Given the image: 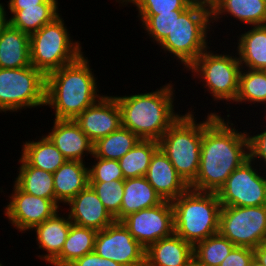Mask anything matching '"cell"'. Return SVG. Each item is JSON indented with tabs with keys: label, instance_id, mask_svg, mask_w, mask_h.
Segmentation results:
<instances>
[{
	"label": "cell",
	"instance_id": "cell-1",
	"mask_svg": "<svg viewBox=\"0 0 266 266\" xmlns=\"http://www.w3.org/2000/svg\"><path fill=\"white\" fill-rule=\"evenodd\" d=\"M229 117L224 119L215 110L205 116L199 169L189 188L218 192L229 175L249 158L248 131H238Z\"/></svg>",
	"mask_w": 266,
	"mask_h": 266
},
{
	"label": "cell",
	"instance_id": "cell-2",
	"mask_svg": "<svg viewBox=\"0 0 266 266\" xmlns=\"http://www.w3.org/2000/svg\"><path fill=\"white\" fill-rule=\"evenodd\" d=\"M90 65L88 57L82 54L46 76L45 106L54 111V119L74 120L103 96Z\"/></svg>",
	"mask_w": 266,
	"mask_h": 266
},
{
	"label": "cell",
	"instance_id": "cell-3",
	"mask_svg": "<svg viewBox=\"0 0 266 266\" xmlns=\"http://www.w3.org/2000/svg\"><path fill=\"white\" fill-rule=\"evenodd\" d=\"M169 82L155 91L114 96L121 111V126L140 139L159 141L183 114L175 111L176 92Z\"/></svg>",
	"mask_w": 266,
	"mask_h": 266
},
{
	"label": "cell",
	"instance_id": "cell-4",
	"mask_svg": "<svg viewBox=\"0 0 266 266\" xmlns=\"http://www.w3.org/2000/svg\"><path fill=\"white\" fill-rule=\"evenodd\" d=\"M174 233L193 246L219 232L221 203L217 192L188 188L171 201Z\"/></svg>",
	"mask_w": 266,
	"mask_h": 266
},
{
	"label": "cell",
	"instance_id": "cell-5",
	"mask_svg": "<svg viewBox=\"0 0 266 266\" xmlns=\"http://www.w3.org/2000/svg\"><path fill=\"white\" fill-rule=\"evenodd\" d=\"M210 31L214 32L211 9L191 4L180 16L174 18L171 33L159 47L181 63L185 71L209 47L208 45H211V40L208 43Z\"/></svg>",
	"mask_w": 266,
	"mask_h": 266
},
{
	"label": "cell",
	"instance_id": "cell-6",
	"mask_svg": "<svg viewBox=\"0 0 266 266\" xmlns=\"http://www.w3.org/2000/svg\"><path fill=\"white\" fill-rule=\"evenodd\" d=\"M193 111L186 110L158 141L159 148L188 186L197 177L203 137V121L196 122Z\"/></svg>",
	"mask_w": 266,
	"mask_h": 266
},
{
	"label": "cell",
	"instance_id": "cell-7",
	"mask_svg": "<svg viewBox=\"0 0 266 266\" xmlns=\"http://www.w3.org/2000/svg\"><path fill=\"white\" fill-rule=\"evenodd\" d=\"M63 19L60 14L30 35L31 65L45 76L84 54L82 43L73 41Z\"/></svg>",
	"mask_w": 266,
	"mask_h": 266
},
{
	"label": "cell",
	"instance_id": "cell-8",
	"mask_svg": "<svg viewBox=\"0 0 266 266\" xmlns=\"http://www.w3.org/2000/svg\"><path fill=\"white\" fill-rule=\"evenodd\" d=\"M214 52L209 46L186 71L192 73L193 79L198 78L197 80L203 82L202 86L206 88L204 92L207 91L214 102L226 101L230 107V103L235 102L238 94L242 67L237 53Z\"/></svg>",
	"mask_w": 266,
	"mask_h": 266
},
{
	"label": "cell",
	"instance_id": "cell-9",
	"mask_svg": "<svg viewBox=\"0 0 266 266\" xmlns=\"http://www.w3.org/2000/svg\"><path fill=\"white\" fill-rule=\"evenodd\" d=\"M46 76L35 67L0 68V113L45 106Z\"/></svg>",
	"mask_w": 266,
	"mask_h": 266
},
{
	"label": "cell",
	"instance_id": "cell-10",
	"mask_svg": "<svg viewBox=\"0 0 266 266\" xmlns=\"http://www.w3.org/2000/svg\"><path fill=\"white\" fill-rule=\"evenodd\" d=\"M219 233L239 247L255 249L266 243V205L221 206Z\"/></svg>",
	"mask_w": 266,
	"mask_h": 266
},
{
	"label": "cell",
	"instance_id": "cell-11",
	"mask_svg": "<svg viewBox=\"0 0 266 266\" xmlns=\"http://www.w3.org/2000/svg\"><path fill=\"white\" fill-rule=\"evenodd\" d=\"M257 166L249 157L229 175L217 192L221 206L266 205V171Z\"/></svg>",
	"mask_w": 266,
	"mask_h": 266
},
{
	"label": "cell",
	"instance_id": "cell-12",
	"mask_svg": "<svg viewBox=\"0 0 266 266\" xmlns=\"http://www.w3.org/2000/svg\"><path fill=\"white\" fill-rule=\"evenodd\" d=\"M9 202L4 206L5 217L11 226L21 233H27L37 225L61 210L56 200L45 199L22 191L13 182ZM60 207V208H59Z\"/></svg>",
	"mask_w": 266,
	"mask_h": 266
},
{
	"label": "cell",
	"instance_id": "cell-13",
	"mask_svg": "<svg viewBox=\"0 0 266 266\" xmlns=\"http://www.w3.org/2000/svg\"><path fill=\"white\" fill-rule=\"evenodd\" d=\"M94 251L123 266H145L146 249L137 242L121 221L97 231Z\"/></svg>",
	"mask_w": 266,
	"mask_h": 266
},
{
	"label": "cell",
	"instance_id": "cell-14",
	"mask_svg": "<svg viewBox=\"0 0 266 266\" xmlns=\"http://www.w3.org/2000/svg\"><path fill=\"white\" fill-rule=\"evenodd\" d=\"M121 222L134 239L145 249L162 238L174 234L173 209L171 201L130 213Z\"/></svg>",
	"mask_w": 266,
	"mask_h": 266
},
{
	"label": "cell",
	"instance_id": "cell-15",
	"mask_svg": "<svg viewBox=\"0 0 266 266\" xmlns=\"http://www.w3.org/2000/svg\"><path fill=\"white\" fill-rule=\"evenodd\" d=\"M74 121L94 144L121 126V111L114 95L104 94Z\"/></svg>",
	"mask_w": 266,
	"mask_h": 266
},
{
	"label": "cell",
	"instance_id": "cell-16",
	"mask_svg": "<svg viewBox=\"0 0 266 266\" xmlns=\"http://www.w3.org/2000/svg\"><path fill=\"white\" fill-rule=\"evenodd\" d=\"M66 206H69L67 214L72 224L81 227L101 231L116 221L90 185L81 190Z\"/></svg>",
	"mask_w": 266,
	"mask_h": 266
},
{
	"label": "cell",
	"instance_id": "cell-17",
	"mask_svg": "<svg viewBox=\"0 0 266 266\" xmlns=\"http://www.w3.org/2000/svg\"><path fill=\"white\" fill-rule=\"evenodd\" d=\"M52 120L54 126L45 135L67 160L85 162V156L93 155V143L73 119Z\"/></svg>",
	"mask_w": 266,
	"mask_h": 266
},
{
	"label": "cell",
	"instance_id": "cell-18",
	"mask_svg": "<svg viewBox=\"0 0 266 266\" xmlns=\"http://www.w3.org/2000/svg\"><path fill=\"white\" fill-rule=\"evenodd\" d=\"M145 178L167 201H173L189 188L160 148L152 156Z\"/></svg>",
	"mask_w": 266,
	"mask_h": 266
},
{
	"label": "cell",
	"instance_id": "cell-19",
	"mask_svg": "<svg viewBox=\"0 0 266 266\" xmlns=\"http://www.w3.org/2000/svg\"><path fill=\"white\" fill-rule=\"evenodd\" d=\"M61 214L59 210V213L56 212L31 230L36 234L37 249L45 251V254H39L37 257L48 265L60 255L72 224L68 214Z\"/></svg>",
	"mask_w": 266,
	"mask_h": 266
},
{
	"label": "cell",
	"instance_id": "cell-20",
	"mask_svg": "<svg viewBox=\"0 0 266 266\" xmlns=\"http://www.w3.org/2000/svg\"><path fill=\"white\" fill-rule=\"evenodd\" d=\"M193 258V245L174 233L146 249L145 266H187Z\"/></svg>",
	"mask_w": 266,
	"mask_h": 266
},
{
	"label": "cell",
	"instance_id": "cell-21",
	"mask_svg": "<svg viewBox=\"0 0 266 266\" xmlns=\"http://www.w3.org/2000/svg\"><path fill=\"white\" fill-rule=\"evenodd\" d=\"M226 16L233 17L242 25H266V0H216L211 8L212 26L215 22H222L219 20Z\"/></svg>",
	"mask_w": 266,
	"mask_h": 266
},
{
	"label": "cell",
	"instance_id": "cell-22",
	"mask_svg": "<svg viewBox=\"0 0 266 266\" xmlns=\"http://www.w3.org/2000/svg\"><path fill=\"white\" fill-rule=\"evenodd\" d=\"M53 182L56 202L66 205L89 185L88 162L67 160L53 173Z\"/></svg>",
	"mask_w": 266,
	"mask_h": 266
},
{
	"label": "cell",
	"instance_id": "cell-23",
	"mask_svg": "<svg viewBox=\"0 0 266 266\" xmlns=\"http://www.w3.org/2000/svg\"><path fill=\"white\" fill-rule=\"evenodd\" d=\"M163 201L145 176L127 178L124 180V195L120 212L114 218L116 221H121L130 213L155 207Z\"/></svg>",
	"mask_w": 266,
	"mask_h": 266
},
{
	"label": "cell",
	"instance_id": "cell-24",
	"mask_svg": "<svg viewBox=\"0 0 266 266\" xmlns=\"http://www.w3.org/2000/svg\"><path fill=\"white\" fill-rule=\"evenodd\" d=\"M31 66L30 35L9 23L0 34V68L16 69Z\"/></svg>",
	"mask_w": 266,
	"mask_h": 266
},
{
	"label": "cell",
	"instance_id": "cell-25",
	"mask_svg": "<svg viewBox=\"0 0 266 266\" xmlns=\"http://www.w3.org/2000/svg\"><path fill=\"white\" fill-rule=\"evenodd\" d=\"M248 27L237 35L238 60L242 68L266 70V25Z\"/></svg>",
	"mask_w": 266,
	"mask_h": 266
},
{
	"label": "cell",
	"instance_id": "cell-26",
	"mask_svg": "<svg viewBox=\"0 0 266 266\" xmlns=\"http://www.w3.org/2000/svg\"><path fill=\"white\" fill-rule=\"evenodd\" d=\"M58 7V0H45L42 4L9 11L8 21L12 27L31 35L60 15Z\"/></svg>",
	"mask_w": 266,
	"mask_h": 266
},
{
	"label": "cell",
	"instance_id": "cell-27",
	"mask_svg": "<svg viewBox=\"0 0 266 266\" xmlns=\"http://www.w3.org/2000/svg\"><path fill=\"white\" fill-rule=\"evenodd\" d=\"M41 135L35 141L25 140L20 156L30 166L54 173L67 159L45 134Z\"/></svg>",
	"mask_w": 266,
	"mask_h": 266
},
{
	"label": "cell",
	"instance_id": "cell-28",
	"mask_svg": "<svg viewBox=\"0 0 266 266\" xmlns=\"http://www.w3.org/2000/svg\"><path fill=\"white\" fill-rule=\"evenodd\" d=\"M17 176L13 181L22 191L55 200L53 173L30 166L21 156Z\"/></svg>",
	"mask_w": 266,
	"mask_h": 266
},
{
	"label": "cell",
	"instance_id": "cell-29",
	"mask_svg": "<svg viewBox=\"0 0 266 266\" xmlns=\"http://www.w3.org/2000/svg\"><path fill=\"white\" fill-rule=\"evenodd\" d=\"M96 234L94 229L71 224L60 255L50 265L69 266L76 259L93 252Z\"/></svg>",
	"mask_w": 266,
	"mask_h": 266
},
{
	"label": "cell",
	"instance_id": "cell-30",
	"mask_svg": "<svg viewBox=\"0 0 266 266\" xmlns=\"http://www.w3.org/2000/svg\"><path fill=\"white\" fill-rule=\"evenodd\" d=\"M140 138L129 129L120 126L114 132L93 144V155L102 159L119 160L132 149Z\"/></svg>",
	"mask_w": 266,
	"mask_h": 266
},
{
	"label": "cell",
	"instance_id": "cell-31",
	"mask_svg": "<svg viewBox=\"0 0 266 266\" xmlns=\"http://www.w3.org/2000/svg\"><path fill=\"white\" fill-rule=\"evenodd\" d=\"M158 149V141L140 139L118 160L124 179L145 176L152 156Z\"/></svg>",
	"mask_w": 266,
	"mask_h": 266
},
{
	"label": "cell",
	"instance_id": "cell-32",
	"mask_svg": "<svg viewBox=\"0 0 266 266\" xmlns=\"http://www.w3.org/2000/svg\"><path fill=\"white\" fill-rule=\"evenodd\" d=\"M246 69V70H245ZM236 104H266V70L242 68L239 75V90Z\"/></svg>",
	"mask_w": 266,
	"mask_h": 266
},
{
	"label": "cell",
	"instance_id": "cell-33",
	"mask_svg": "<svg viewBox=\"0 0 266 266\" xmlns=\"http://www.w3.org/2000/svg\"><path fill=\"white\" fill-rule=\"evenodd\" d=\"M235 245L219 232L197 242L193 246V257L205 266H219Z\"/></svg>",
	"mask_w": 266,
	"mask_h": 266
},
{
	"label": "cell",
	"instance_id": "cell-34",
	"mask_svg": "<svg viewBox=\"0 0 266 266\" xmlns=\"http://www.w3.org/2000/svg\"><path fill=\"white\" fill-rule=\"evenodd\" d=\"M185 10H174L157 15H138V20L141 21V27L149 36L151 42L160 45L165 38L171 33L174 26V18L180 16Z\"/></svg>",
	"mask_w": 266,
	"mask_h": 266
},
{
	"label": "cell",
	"instance_id": "cell-35",
	"mask_svg": "<svg viewBox=\"0 0 266 266\" xmlns=\"http://www.w3.org/2000/svg\"><path fill=\"white\" fill-rule=\"evenodd\" d=\"M100 201L110 214L115 217L120 212L122 197L124 195V180H111L109 182H89Z\"/></svg>",
	"mask_w": 266,
	"mask_h": 266
},
{
	"label": "cell",
	"instance_id": "cell-36",
	"mask_svg": "<svg viewBox=\"0 0 266 266\" xmlns=\"http://www.w3.org/2000/svg\"><path fill=\"white\" fill-rule=\"evenodd\" d=\"M127 7L128 4L136 6L137 15H157L174 10H186L191 3L188 0H115Z\"/></svg>",
	"mask_w": 266,
	"mask_h": 266
},
{
	"label": "cell",
	"instance_id": "cell-37",
	"mask_svg": "<svg viewBox=\"0 0 266 266\" xmlns=\"http://www.w3.org/2000/svg\"><path fill=\"white\" fill-rule=\"evenodd\" d=\"M94 163L88 165L89 182H109L125 180L118 160L102 159L92 155Z\"/></svg>",
	"mask_w": 266,
	"mask_h": 266
},
{
	"label": "cell",
	"instance_id": "cell-38",
	"mask_svg": "<svg viewBox=\"0 0 266 266\" xmlns=\"http://www.w3.org/2000/svg\"><path fill=\"white\" fill-rule=\"evenodd\" d=\"M263 132L251 135V132H248L249 137V157L257 164L258 167H263L266 171V126L264 124ZM261 163V164H260ZM261 165V166H260ZM265 165V166H264Z\"/></svg>",
	"mask_w": 266,
	"mask_h": 266
},
{
	"label": "cell",
	"instance_id": "cell-39",
	"mask_svg": "<svg viewBox=\"0 0 266 266\" xmlns=\"http://www.w3.org/2000/svg\"><path fill=\"white\" fill-rule=\"evenodd\" d=\"M254 258V249L235 246L219 266H249Z\"/></svg>",
	"mask_w": 266,
	"mask_h": 266
},
{
	"label": "cell",
	"instance_id": "cell-40",
	"mask_svg": "<svg viewBox=\"0 0 266 266\" xmlns=\"http://www.w3.org/2000/svg\"><path fill=\"white\" fill-rule=\"evenodd\" d=\"M69 266H123L113 260L101 258L95 251L76 259Z\"/></svg>",
	"mask_w": 266,
	"mask_h": 266
},
{
	"label": "cell",
	"instance_id": "cell-41",
	"mask_svg": "<svg viewBox=\"0 0 266 266\" xmlns=\"http://www.w3.org/2000/svg\"><path fill=\"white\" fill-rule=\"evenodd\" d=\"M45 0H9L7 1V7L9 11H19L22 7L35 6L37 4H42Z\"/></svg>",
	"mask_w": 266,
	"mask_h": 266
},
{
	"label": "cell",
	"instance_id": "cell-42",
	"mask_svg": "<svg viewBox=\"0 0 266 266\" xmlns=\"http://www.w3.org/2000/svg\"><path fill=\"white\" fill-rule=\"evenodd\" d=\"M254 258L257 259L263 266H266V243L254 249Z\"/></svg>",
	"mask_w": 266,
	"mask_h": 266
},
{
	"label": "cell",
	"instance_id": "cell-43",
	"mask_svg": "<svg viewBox=\"0 0 266 266\" xmlns=\"http://www.w3.org/2000/svg\"><path fill=\"white\" fill-rule=\"evenodd\" d=\"M5 3H0V34L2 33V30L8 25V15H10L7 12V8H5ZM8 13V14H7Z\"/></svg>",
	"mask_w": 266,
	"mask_h": 266
},
{
	"label": "cell",
	"instance_id": "cell-44",
	"mask_svg": "<svg viewBox=\"0 0 266 266\" xmlns=\"http://www.w3.org/2000/svg\"><path fill=\"white\" fill-rule=\"evenodd\" d=\"M191 4H198L205 6L209 9H211L214 4L216 3V0H188Z\"/></svg>",
	"mask_w": 266,
	"mask_h": 266
},
{
	"label": "cell",
	"instance_id": "cell-45",
	"mask_svg": "<svg viewBox=\"0 0 266 266\" xmlns=\"http://www.w3.org/2000/svg\"><path fill=\"white\" fill-rule=\"evenodd\" d=\"M187 266H205V265L199 263L195 258H193V259L188 263Z\"/></svg>",
	"mask_w": 266,
	"mask_h": 266
},
{
	"label": "cell",
	"instance_id": "cell-46",
	"mask_svg": "<svg viewBox=\"0 0 266 266\" xmlns=\"http://www.w3.org/2000/svg\"><path fill=\"white\" fill-rule=\"evenodd\" d=\"M249 266H263L257 259L253 258Z\"/></svg>",
	"mask_w": 266,
	"mask_h": 266
},
{
	"label": "cell",
	"instance_id": "cell-47",
	"mask_svg": "<svg viewBox=\"0 0 266 266\" xmlns=\"http://www.w3.org/2000/svg\"><path fill=\"white\" fill-rule=\"evenodd\" d=\"M264 105H266V104H264ZM265 108H266V106H264ZM265 108H263L264 109V115L266 114V109ZM263 118L266 120V115L265 116H263ZM266 123V122H265Z\"/></svg>",
	"mask_w": 266,
	"mask_h": 266
}]
</instances>
